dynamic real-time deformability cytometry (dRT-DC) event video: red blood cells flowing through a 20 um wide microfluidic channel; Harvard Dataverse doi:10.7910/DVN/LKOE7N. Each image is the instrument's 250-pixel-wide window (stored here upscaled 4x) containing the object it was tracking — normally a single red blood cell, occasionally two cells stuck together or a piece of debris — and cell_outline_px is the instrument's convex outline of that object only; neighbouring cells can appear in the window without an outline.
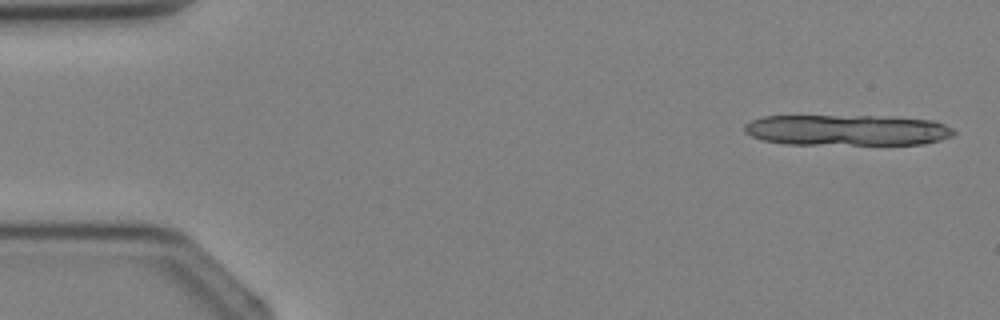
{"species": "Egyptian fruit bat (a non-hibernating species)", "species_latin": "Rousettus aegyptiacus", "temperature_condition": "cold", "stored_images_in_passage": 3, "camera_frame_rate_fps": 3000, "um_per_image_px": 0.085, "animal": {"sex": "female"}, "frame": {"image": 1, "passage_image": 1, "time_ms": 0.0, "image_size_px": [1000, 320], "cell_outline_px": [[956, 132], [952, 136], [940, 140], [924, 144], [784, 144], [764, 140], [752, 136], [744, 132], [744, 124], [752, 120], [764, 116], [872, 116], [936, 120], [952, 128]], "centroid_in_image_um": [72.01, 11.06], "position_along_channel_um": 13.0, "area_um2": 37.69}}